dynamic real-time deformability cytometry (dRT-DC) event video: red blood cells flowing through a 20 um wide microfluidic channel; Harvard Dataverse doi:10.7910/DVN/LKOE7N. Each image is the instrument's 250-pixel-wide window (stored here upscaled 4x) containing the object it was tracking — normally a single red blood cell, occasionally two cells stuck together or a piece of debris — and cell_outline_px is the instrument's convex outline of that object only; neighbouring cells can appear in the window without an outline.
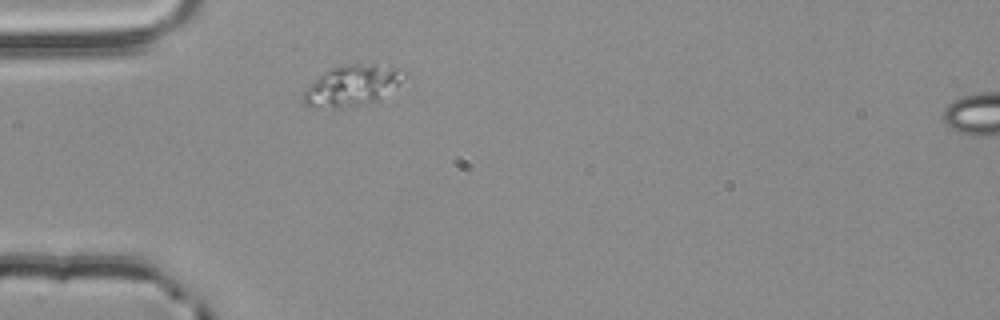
{"species": "common noctule bat (a hibernating species)", "species_latin": "Nyctalus noctula", "temperature_condition": "room temperature", "stored_images_in_passage": 34, "camera_frame_rate_fps": 3000, "um_per_image_px": 0.085, "animal": {"sex": "male", "body_mass_g": 20.4}, "frame": {"image": 1, "passage_image": 1, "time_ms": 0.0, "image_size_px": [1000, 320], "cell_outline_px": [[408, 72], [380, 100], [360, 104], [336, 108], [332, 108], [304, 104], [300, 96], [324, 72], [348, 64], [388, 64], [400, 68]], "centroid_in_image_um": [29.97, 7.25], "position_along_channel_um": 55.0, "area_um2": 23.35}}
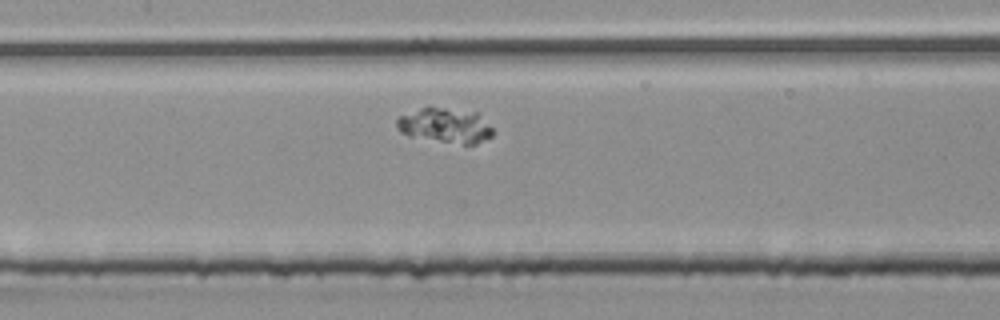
{"frame": {"image": 2, "passage_image": 11, "time_ms": 3.333, "image_size_px": [1000, 320], "cell_outline_px": [[492, 136], [476, 144], [464, 144], [408, 136], [400, 132], [396, 128], [396, 120], [400, 116], [428, 104], [480, 112], [492, 128]], "centroid_in_image_um": [37.84, 10.61], "position_along_channel_um": 169.6, "area_um2": 20.17}}
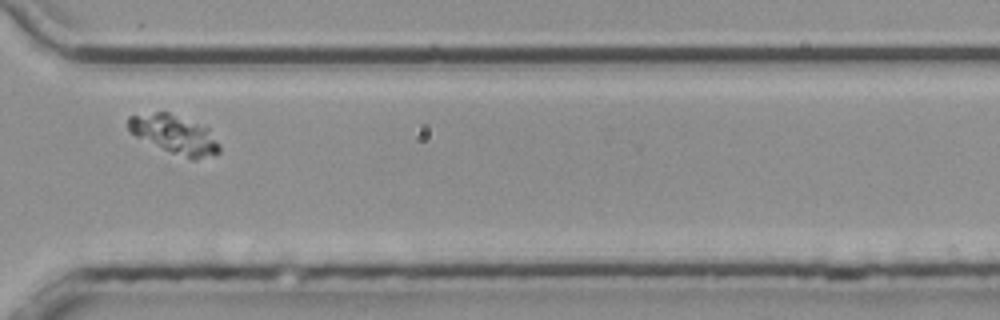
{"frame": {"image": 3, "passage_image": 26, "time_ms": 8.333, "image_size_px": [1000, 320], "cell_outline_px": [[220, 152], [196, 160], [192, 160], [172, 152], [136, 136], [128, 132], [128, 116], [156, 112], [168, 112], [208, 128], [220, 144]], "centroid_in_image_um": [14.84, 11.43], "position_along_channel_um": 355.8, "area_um2": 20.17}}